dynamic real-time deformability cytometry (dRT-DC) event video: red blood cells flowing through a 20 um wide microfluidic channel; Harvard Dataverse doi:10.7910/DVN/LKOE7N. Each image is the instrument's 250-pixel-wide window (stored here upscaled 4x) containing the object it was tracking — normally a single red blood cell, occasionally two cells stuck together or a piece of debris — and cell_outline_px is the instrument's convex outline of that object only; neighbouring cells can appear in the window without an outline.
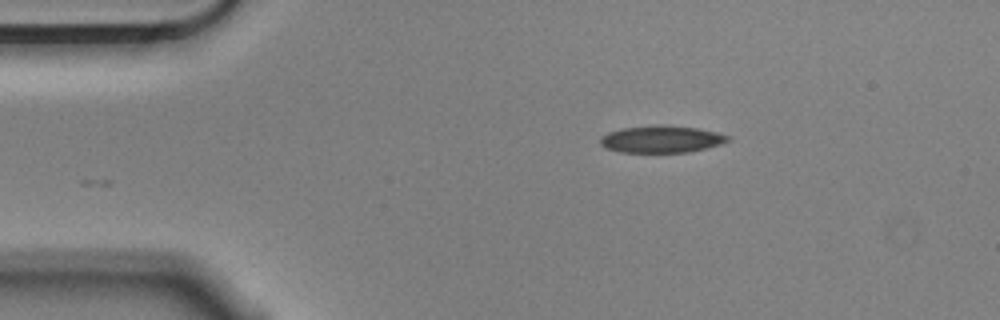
{"species": "Egyptian fruit bat (a non-hibernating species)", "species_latin": "Rousettus aegyptiacus", "temperature_condition": "cold", "stored_images_in_passage": 3, "camera_frame_rate_fps": 3000, "um_per_image_px": 0.085, "animal": {"sex": "male"}, "frame": {"image": 1, "passage_image": 3, "time_ms": 0.667, "image_size_px": [1000, 320], "cell_outline_px": [[732, 140], [720, 144], [688, 152], [620, 152], [604, 148], [600, 144], [600, 136], [608, 132], [620, 128], [660, 124], [664, 124], [696, 128], [716, 132], [732, 136]], "centroid_in_image_um": [56.2, 11.82], "position_along_channel_um": 28.8, "area_um2": 20.35}}